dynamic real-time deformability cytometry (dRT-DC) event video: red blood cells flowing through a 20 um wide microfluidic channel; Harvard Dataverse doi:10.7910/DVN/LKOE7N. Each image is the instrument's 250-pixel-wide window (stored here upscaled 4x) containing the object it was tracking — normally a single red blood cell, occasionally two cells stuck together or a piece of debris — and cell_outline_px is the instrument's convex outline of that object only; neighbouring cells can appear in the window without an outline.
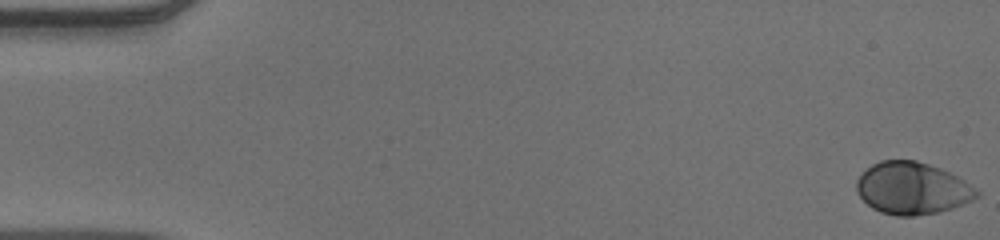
{"species": "human", "species_latin": "Homo sapiens", "temperature_condition": "warm", "stored_images_in_passage": 53, "camera_frame_rate_fps": 3000, "um_per_image_px": 0.085, "donor": {"sex": "male"}, "frame": {"image": 1, "passage_image": 1, "time_ms": 0.0, "image_size_px": [1000, 240], "cell_outline_px": [[980, 196], [972, 200], [952, 208], [940, 212], [912, 216], [896, 216], [880, 212], [872, 208], [856, 192], [856, 180], [872, 164], [880, 160], [916, 160], [940, 168], [964, 180], [980, 192]], "centroid_in_image_um": [77.53, 16.01], "position_along_channel_um": 7.5, "area_um2": 36.41}}
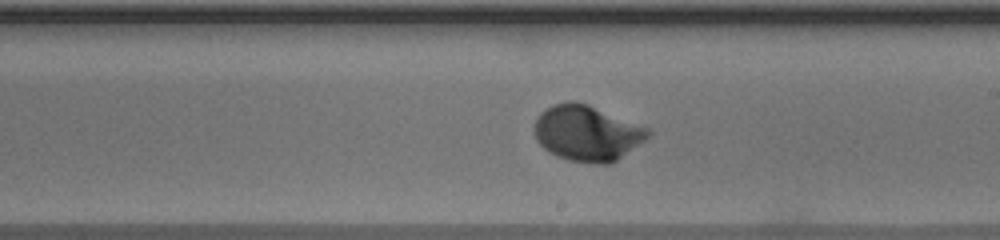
{"frame": {"image": 2, "passage_image": 31, "time_ms": 10.0, "image_size_px": [1000, 240], "cell_outline_px": [[652, 132], [644, 140], [616, 160], [608, 164], [592, 164], [568, 160], [556, 156], [548, 152], [536, 140], [532, 128], [536, 116], [544, 108], [552, 104], [568, 100], [576, 100], [588, 104], [648, 128]], "centroid_in_image_um": [49.82, 11.3], "position_along_channel_um": 239.2, "area_um2": 37.17}}
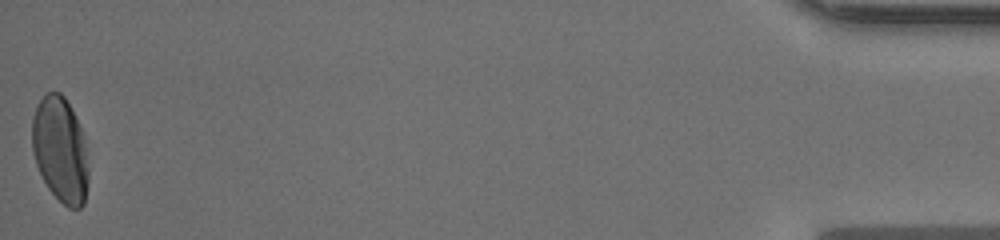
{"frame": {"image": 3, "passage_image": 53, "time_ms": 17.333, "image_size_px": [1000, 240], "cell_outline_px": [[88, 180], [84, 204], [80, 208], [68, 208], [48, 188], [36, 164], [32, 148], [32, 116], [40, 100], [48, 92], [60, 92], [64, 96], [84, 132], [88, 168]], "centroid_in_image_um": [5.14, 12.72], "position_along_channel_um": 430.1, "area_um2": 34.62}, "authors_computed_cell_mechanics": {"area_um2": 34.969, "velocity_mm_per_s": 3.9059, "shape_relaxation_time_tau1_ms": 2.2781, "shape_relaxation_time_tau2_ms": null, "deformation_change_tau1": 0.1557, "deformation_change_tau2": null}}